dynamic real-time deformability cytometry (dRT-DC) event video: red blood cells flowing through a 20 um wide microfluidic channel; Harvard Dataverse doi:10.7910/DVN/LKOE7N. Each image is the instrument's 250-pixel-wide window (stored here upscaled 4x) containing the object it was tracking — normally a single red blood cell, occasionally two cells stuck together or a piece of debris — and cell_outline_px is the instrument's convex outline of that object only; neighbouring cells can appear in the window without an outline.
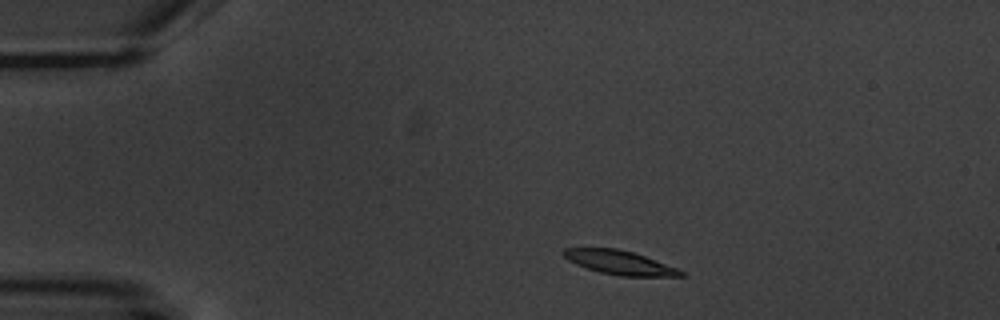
{"species": "common noctule bat (a hibernating species)", "species_latin": "Nyctalus noctula", "temperature_condition": "warm", "stored_images_in_passage": 7, "camera_frame_rate_fps": 3000, "um_per_image_px": 0.085, "animal": {"sex": "male", "body_mass_g": 20.1, "forearm_length_mm": 53.5}, "frame": {"image": 1, "passage_image": 2, "time_ms": 1.0, "image_size_px": [1000, 320], "cell_outline_px": [[684, 276], [620, 276], [600, 272], [576, 264], [568, 260], [560, 252], [564, 248], [616, 248], [632, 252], [644, 256], [676, 268], [684, 272]], "centroid_in_image_um": [52.62, 22.31], "position_along_channel_um": 32.4, "area_um2": 16.13}}